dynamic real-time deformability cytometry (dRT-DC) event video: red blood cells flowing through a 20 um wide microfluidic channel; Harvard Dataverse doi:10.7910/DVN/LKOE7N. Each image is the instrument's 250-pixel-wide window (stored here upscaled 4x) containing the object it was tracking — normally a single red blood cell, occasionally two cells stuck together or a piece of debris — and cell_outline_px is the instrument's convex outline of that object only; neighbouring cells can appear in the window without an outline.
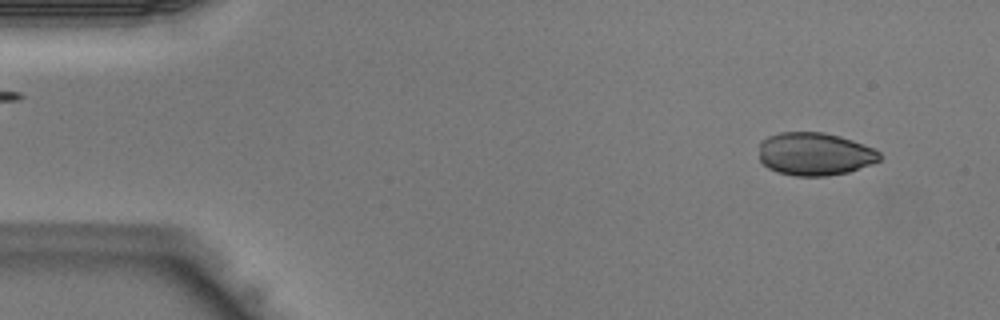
{"species": "Egyptian fruit bat (a non-hibernating species)", "species_latin": "Rousettus aegyptiacus", "temperature_condition": "warm", "stored_images_in_passage": 9, "camera_frame_rate_fps": 3000, "um_per_image_px": 0.085, "animal": {"sex": "male"}, "frame": {"image": 1, "passage_image": 3, "time_ms": 0.667, "image_size_px": [1000, 320], "cell_outline_px": [[880, 160], [872, 164], [848, 172], [828, 176], [796, 176], [780, 172], [768, 168], [760, 160], [760, 140], [768, 136], [780, 132], [824, 132], [840, 136], [864, 144], [880, 152]], "centroid_in_image_um": [69.25, 13.08], "position_along_channel_um": 15.7, "area_um2": 30.23}}